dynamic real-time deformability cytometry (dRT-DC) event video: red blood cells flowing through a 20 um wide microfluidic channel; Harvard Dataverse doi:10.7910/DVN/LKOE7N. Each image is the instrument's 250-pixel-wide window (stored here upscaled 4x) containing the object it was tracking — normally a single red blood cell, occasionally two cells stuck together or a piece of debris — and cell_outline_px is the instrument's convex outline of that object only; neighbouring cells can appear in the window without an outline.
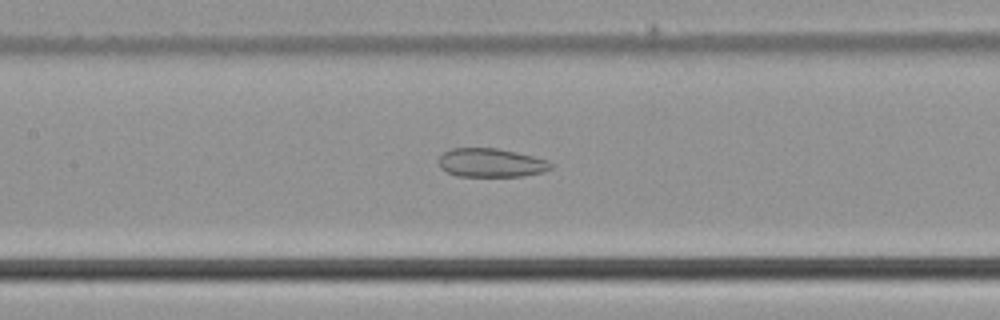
{"species": "common noctule bat (a hibernating species)", "species_latin": "Nyctalus noctula", "temperature_condition": "cold", "stored_images_in_passage": 45, "camera_frame_rate_fps": 3000, "um_per_image_px": 0.085, "animal": {"sex": "male", "body_mass_g": 21.5, "forearm_length_mm": 52.0}, "frame": {"image": 1, "passage_image": 19, "time_ms": 6.0, "image_size_px": [1000, 320], "cell_outline_px": [[552, 168], [544, 172], [524, 176], [456, 176], [440, 168], [440, 156], [444, 152], [452, 148], [496, 148], [516, 152], [548, 160], [552, 164]], "centroid_in_image_um": [41.76, 13.84], "position_along_channel_um": 165.6, "area_um2": 18.73}}
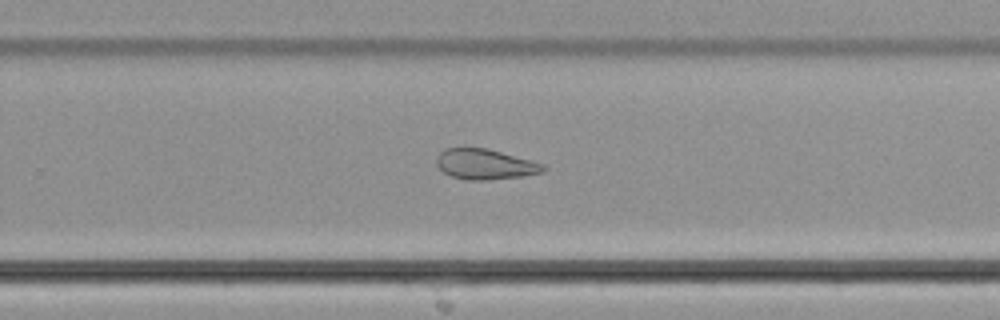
{"frame": {"image": 2, "passage_image": 28, "time_ms": 9.0, "image_size_px": [1000, 320], "cell_outline_px": [[548, 168], [540, 172], [524, 176], [488, 180], [468, 180], [452, 176], [444, 172], [436, 164], [436, 156], [440, 152], [448, 148], [464, 144], [488, 148], [544, 164]], "centroid_in_image_um": [41.18, 13.92], "position_along_channel_um": 288.6, "area_um2": 19.36}}
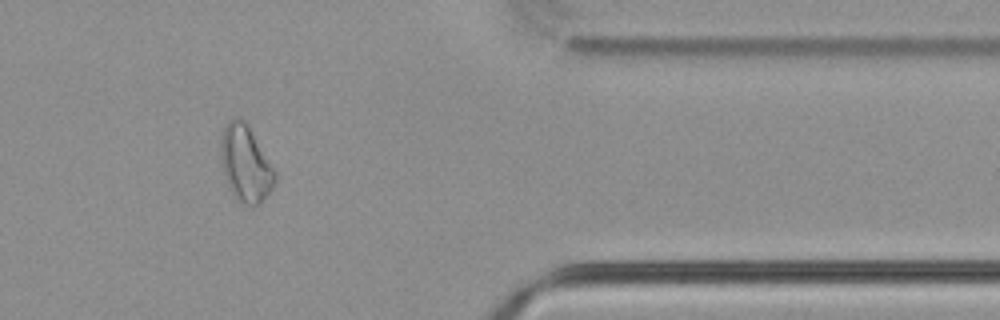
{"frame": {"image": 3, "passage_image": 37, "time_ms": 12.0, "image_size_px": [1000, 320], "cell_outline_px": [[276, 180], [272, 188], [260, 204], [244, 204], [236, 200], [228, 184], [224, 172], [220, 156], [220, 140], [224, 124], [228, 120], [236, 116], [240, 116], [244, 120], [276, 172]], "centroid_in_image_um": [20.84, 13.88], "position_along_channel_um": 390.6, "area_um2": 23.87}}